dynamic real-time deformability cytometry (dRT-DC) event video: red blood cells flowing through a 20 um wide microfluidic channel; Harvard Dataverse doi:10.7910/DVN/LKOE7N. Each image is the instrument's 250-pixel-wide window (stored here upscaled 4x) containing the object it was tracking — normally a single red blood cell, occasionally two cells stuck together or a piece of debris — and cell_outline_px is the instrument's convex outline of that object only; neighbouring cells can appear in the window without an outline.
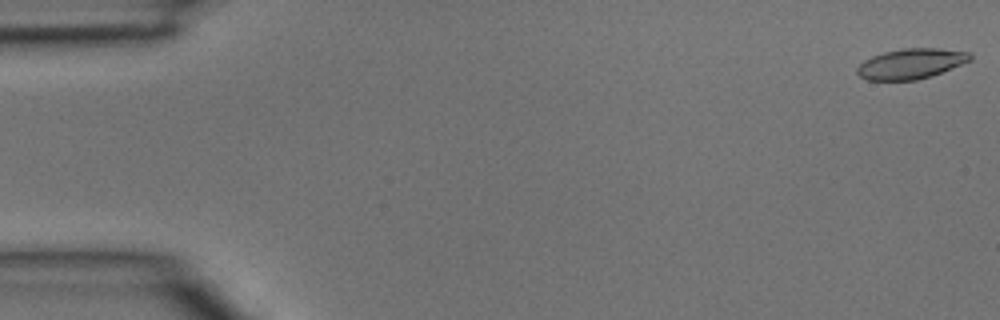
{"species": "common noctule bat (a hibernating species)", "species_latin": "Nyctalus noctula", "temperature_condition": "room temperature", "stored_images_in_passage": 3, "segment_of_instrument_passage": [2, 2], "camera_frame_rate_fps": 3000, "um_per_image_px": 0.085, "animal": {"sex": "male", "body_mass_g": 15.6}, "frame": {"image": 1, "passage_image": 3, "time_ms": 0.667, "image_size_px": [1000, 320], "cell_outline_px": [[972, 60], [932, 76], [916, 80], [868, 80], [860, 76], [856, 72], [856, 68], [864, 60], [872, 56], [884, 52], [904, 48], [936, 48], [968, 52], [972, 56]], "centroid_in_image_um": [77.43, 5.42], "position_along_channel_um": 7.6, "area_um2": 19.88}}